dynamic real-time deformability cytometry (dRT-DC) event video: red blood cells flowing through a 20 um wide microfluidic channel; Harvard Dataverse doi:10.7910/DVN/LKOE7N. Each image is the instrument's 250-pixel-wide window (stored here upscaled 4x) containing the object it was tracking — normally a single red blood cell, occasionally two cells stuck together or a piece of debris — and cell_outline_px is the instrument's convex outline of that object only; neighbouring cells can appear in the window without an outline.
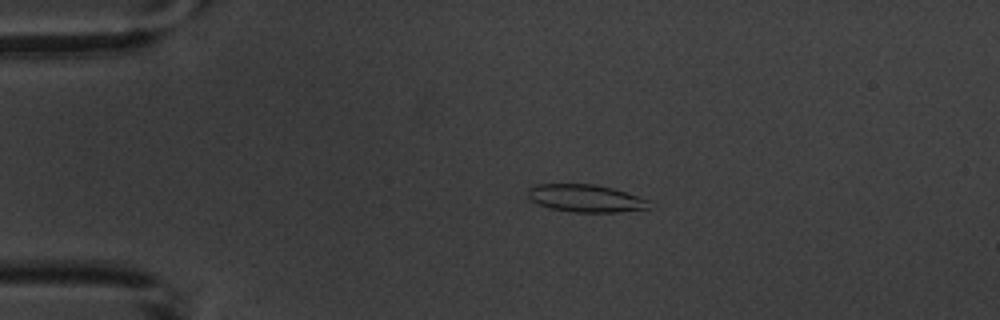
{"species": "common noctule bat (a hibernating species)", "species_latin": "Nyctalus noctula", "temperature_condition": "warm", "stored_images_in_passage": 3, "camera_frame_rate_fps": 3000, "um_per_image_px": 0.085, "animal": {"sex": "male", "body_mass_g": 20.1, "forearm_length_mm": 53.5}, "frame": {"image": 1, "passage_image": 2, "time_ms": 1.333, "image_size_px": [1000, 320], "cell_outline_px": [[648, 208], [616, 212], [572, 212], [552, 208], [540, 204], [532, 200], [528, 196], [528, 188], [536, 184], [596, 184], [612, 188], [648, 200]], "centroid_in_image_um": [49.74, 16.84], "position_along_channel_um": 35.3, "area_um2": 19.07}}